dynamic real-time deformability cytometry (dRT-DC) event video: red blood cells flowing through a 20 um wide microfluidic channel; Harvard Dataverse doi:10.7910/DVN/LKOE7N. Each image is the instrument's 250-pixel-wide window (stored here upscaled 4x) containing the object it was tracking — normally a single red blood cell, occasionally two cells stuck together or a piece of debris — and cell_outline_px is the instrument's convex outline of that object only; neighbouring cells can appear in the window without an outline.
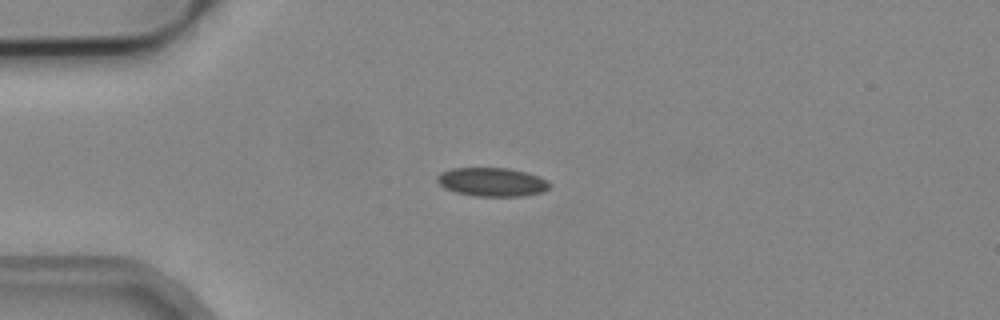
{"species": "common noctule bat (a hibernating species)", "species_latin": "Nyctalus noctula", "temperature_condition": "cold", "stored_images_in_passage": 9, "camera_frame_rate_fps": 3000, "um_per_image_px": 0.085, "animal": {"sex": "male", "body_mass_g": 19.2, "forearm_length_mm": 51.8}, "frame": {"image": 1, "passage_image": 4, "time_ms": 1.0, "image_size_px": [1000, 320], "cell_outline_px": [[552, 184], [544, 192], [520, 196], [476, 196], [456, 192], [444, 188], [436, 180], [436, 176], [440, 172], [452, 168], [508, 168], [528, 172], [540, 176], [548, 180]], "centroid_in_image_um": [41.85, 15.46], "position_along_channel_um": 43.2, "area_um2": 19.02}}
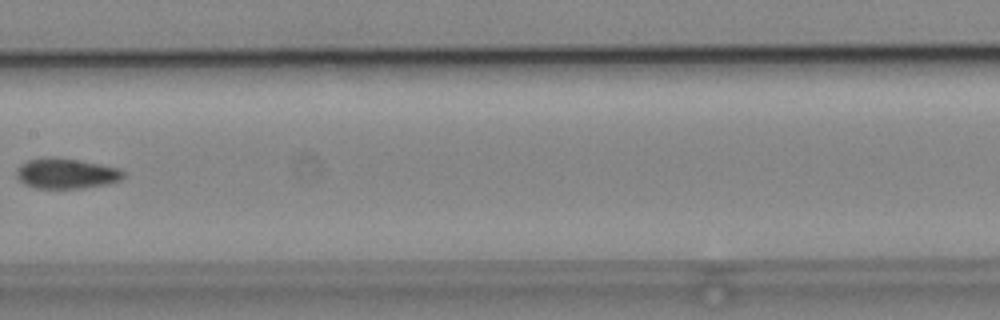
{"frame": {"image": 2, "passage_image": 8, "time_ms": 2.333, "image_size_px": [1000, 320], "cell_outline_px": [[124, 176], [120, 180], [108, 184], [84, 188], [36, 188], [24, 184], [16, 176], [16, 168], [20, 164], [28, 160], [48, 156], [52, 156], [80, 160], [120, 168], [124, 172]], "centroid_in_image_um": [5.62, 14.73], "position_along_channel_um": 201.8, "area_um2": 19.13}}
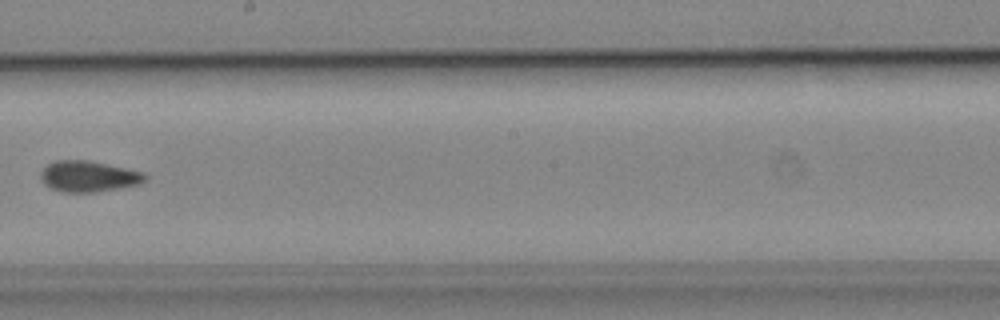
{"frame": {"image": 3, "passage_image": 9, "time_ms": 2.667, "image_size_px": [1000, 320], "cell_outline_px": [[148, 176], [140, 184], [120, 188], [96, 192], [64, 192], [52, 188], [44, 184], [40, 176], [40, 172], [48, 164], [56, 160], [88, 160], [144, 172]], "centroid_in_image_um": [7.53, 14.99], "position_along_channel_um": 240.7, "area_um2": 18.79}}